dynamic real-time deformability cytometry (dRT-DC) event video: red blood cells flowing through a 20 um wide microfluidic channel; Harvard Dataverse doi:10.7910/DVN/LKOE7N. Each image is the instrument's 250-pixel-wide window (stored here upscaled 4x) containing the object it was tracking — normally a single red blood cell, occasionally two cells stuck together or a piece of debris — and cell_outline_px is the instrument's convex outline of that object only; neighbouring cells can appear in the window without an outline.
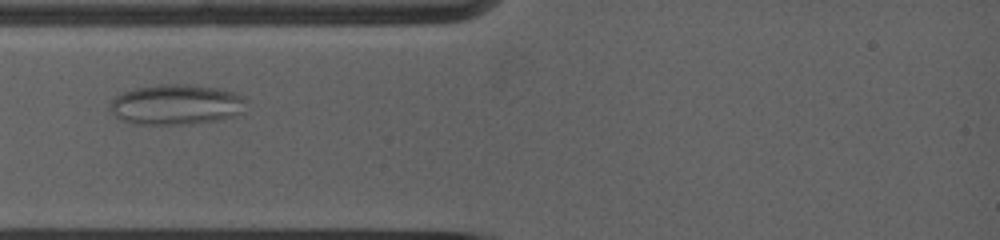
{"species": "common noctule bat (a hibernating species)", "species_latin": "Nyctalus noctula", "temperature_condition": "warm", "stored_images_in_passage": 15, "camera_frame_rate_fps": 5000, "um_per_image_px": 0.085, "animal": {"sex": "female", "body_mass_g": 19.0, "forearm_length_mm": 53.3}, "frame": {"image": 1, "passage_image": 7, "time_ms": 2.8, "image_size_px": [1000, 240], "cell_outline_px": [[248, 100], [244, 112], [236, 116], [220, 120], [192, 124], [132, 124], [120, 120], [108, 108], [108, 104], [116, 96], [124, 92], [136, 88], [160, 84], [192, 84], [224, 88], [236, 92], [244, 96]], "centroid_in_image_um": [15.05, 8.88], "position_along_channel_um": 69.9, "area_um2": 32.89}}
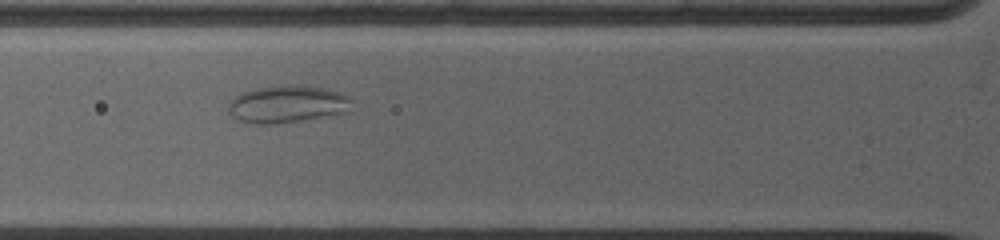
{"frame": {"image": 2, "passage_image": 9, "time_ms": 3.6, "image_size_px": [1000, 240], "cell_outline_px": [[352, 112], [276, 124], [256, 124], [236, 120], [228, 112], [228, 104], [236, 96], [244, 92], [260, 88], [288, 84], [296, 84], [324, 88], [340, 92], [348, 96], [352, 100]], "centroid_in_image_um": [24.47, 8.86], "position_along_channel_um": 101.3, "area_um2": 27.11}}
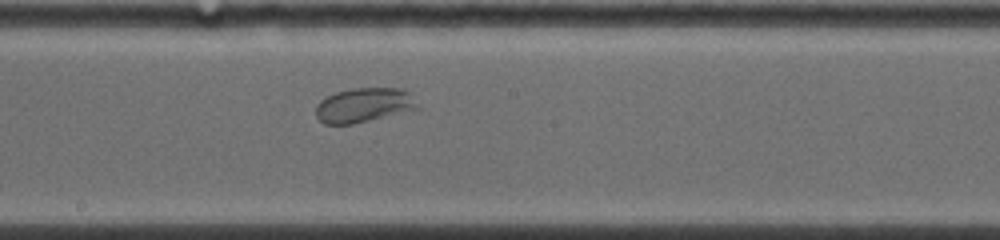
{"frame": {"image": 3, "passage_image": 15, "time_ms": 6.6, "image_size_px": [1000, 240], "cell_outline_px": [[424, 108], [352, 124], [324, 124], [316, 116], [316, 104], [320, 100], [336, 92], [352, 88], [404, 88], [412, 92]], "centroid_in_image_um": [31.04, 8.92], "position_along_channel_um": 217.2, "area_um2": 20.98}}